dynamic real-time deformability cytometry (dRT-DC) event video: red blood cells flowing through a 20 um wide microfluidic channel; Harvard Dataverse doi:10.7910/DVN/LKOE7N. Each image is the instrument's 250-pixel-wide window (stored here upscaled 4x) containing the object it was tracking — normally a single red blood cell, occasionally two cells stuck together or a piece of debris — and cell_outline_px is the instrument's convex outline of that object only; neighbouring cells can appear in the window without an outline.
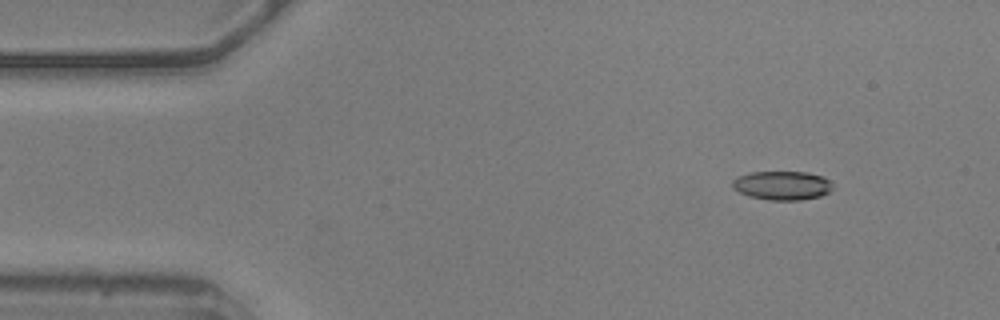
{"species": "common noctule bat (a hibernating species)", "species_latin": "Nyctalus noctula", "temperature_condition": "warm", "stored_images_in_passage": 53, "camera_frame_rate_fps": 3000, "um_per_image_px": 0.085, "animal": {"sex": "male", "body_mass_g": 20.5, "forearm_length_mm": 52.5}, "frame": {"image": 1, "passage_image": 6, "time_ms": 1.667, "image_size_px": [1000, 320], "cell_outline_px": [[832, 188], [828, 192], [820, 196], [800, 200], [772, 200], [748, 196], [732, 188], [732, 180], [736, 176], [748, 172], [808, 172], [824, 176], [832, 184]], "centroid_in_image_um": [66.45, 15.75], "position_along_channel_um": 18.5, "area_um2": 16.99}}
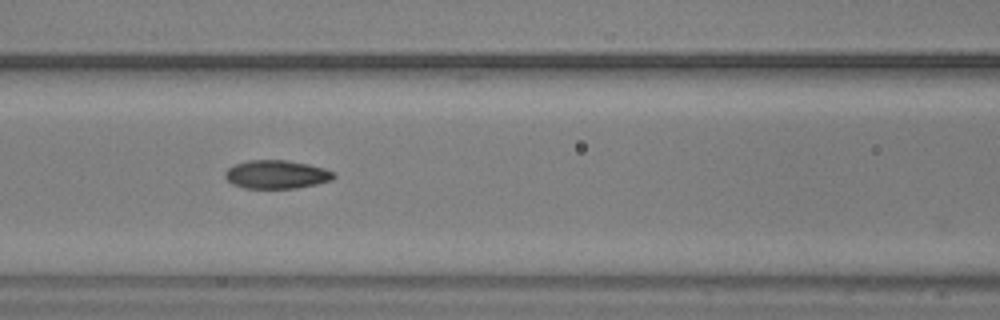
{"frame": {"image": 2, "passage_image": 23, "time_ms": 7.333, "image_size_px": [1000, 320], "cell_outline_px": [[336, 176], [332, 180], [316, 184], [296, 188], [244, 188], [232, 184], [224, 176], [224, 172], [228, 168], [236, 164], [248, 160], [288, 160], [308, 164], [324, 168], [332, 172]], "centroid_in_image_um": [23.49, 14.82], "position_along_channel_um": 143.1, "area_um2": 17.98}}
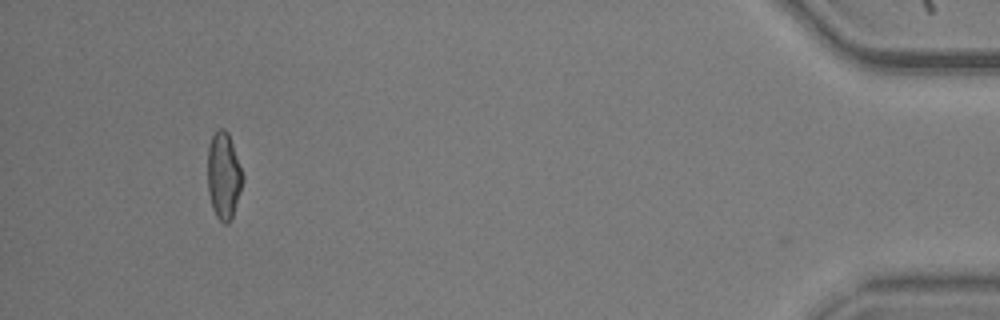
{"frame": {"image": 3, "passage_image": 52, "time_ms": 17.0, "image_size_px": [1000, 320], "cell_outline_px": [[244, 180], [232, 216], [228, 224], [224, 224], [216, 216], [212, 208], [208, 192], [208, 148], [212, 136], [220, 128], [224, 128], [228, 132], [244, 176]], "centroid_in_image_um": [19.01, 14.94], "position_along_channel_um": 416.2, "area_um2": 17.63}, "authors_computed_cell_mechanics": {"area_um2": 17.8024, "velocity_mm_per_s": 3.6035, "shape_relaxation_time_tau1_ms": null, "shape_relaxation_time_tau2_ms": 1.7804, "deformation_change_tau1": null, "deformation_change_tau2": 0.0687}}